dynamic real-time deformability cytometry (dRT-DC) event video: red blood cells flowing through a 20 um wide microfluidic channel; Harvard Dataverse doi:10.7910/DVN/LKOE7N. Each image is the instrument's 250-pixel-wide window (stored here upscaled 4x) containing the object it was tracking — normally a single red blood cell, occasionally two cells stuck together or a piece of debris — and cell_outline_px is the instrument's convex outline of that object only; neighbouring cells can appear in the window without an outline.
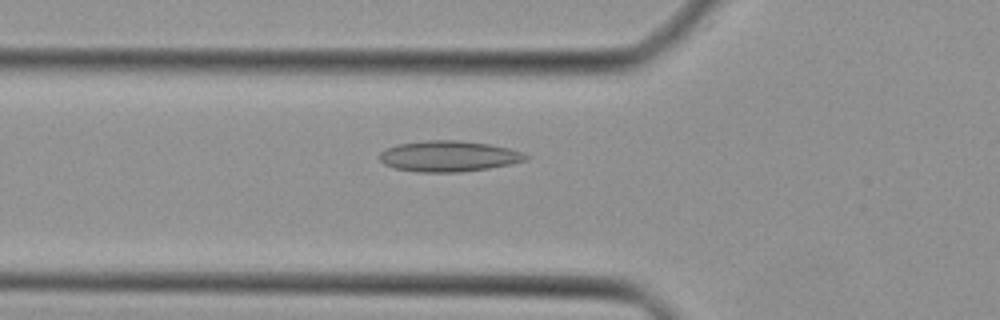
{"species": "Egyptian fruit bat (a non-hibernating species)", "species_latin": "Rousettus aegyptiacus", "temperature_condition": "cold", "stored_images_in_passage": 36, "camera_frame_rate_fps": 3000, "um_per_image_px": 0.085, "animal": {"sex": "female"}, "frame": {"image": 1, "passage_image": 7, "time_ms": 2.0, "image_size_px": [1000, 320], "cell_outline_px": [[528, 160], [488, 168], [464, 172], [416, 172], [392, 168], [384, 164], [376, 156], [384, 148], [396, 144], [428, 140], [456, 140], [488, 144], [508, 148], [524, 152], [528, 156]], "centroid_in_image_um": [38.07, 13.28], "position_along_channel_um": 87.7, "area_um2": 26.53}}
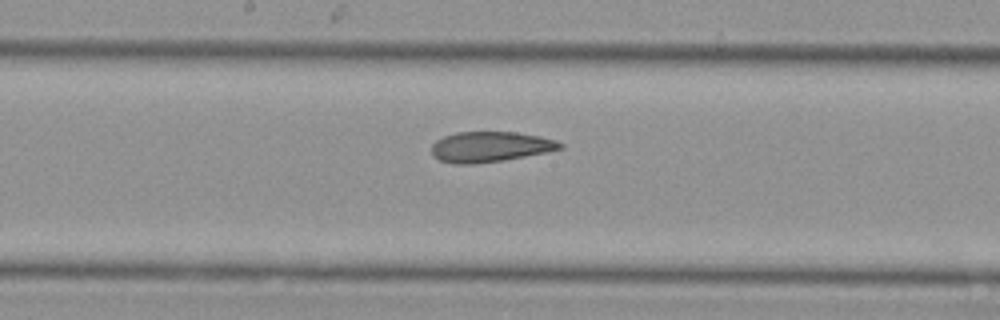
{"frame": {"image": 2, "passage_image": 15, "time_ms": 4.667, "image_size_px": [1000, 320], "cell_outline_px": [[564, 148], [548, 152], [504, 160], [476, 164], [452, 164], [440, 160], [432, 156], [432, 144], [436, 140], [444, 136], [456, 132], [516, 132], [540, 136], [556, 140], [564, 144]], "centroid_in_image_um": [41.67, 12.48], "position_along_channel_um": 206.5, "area_um2": 23.0}}
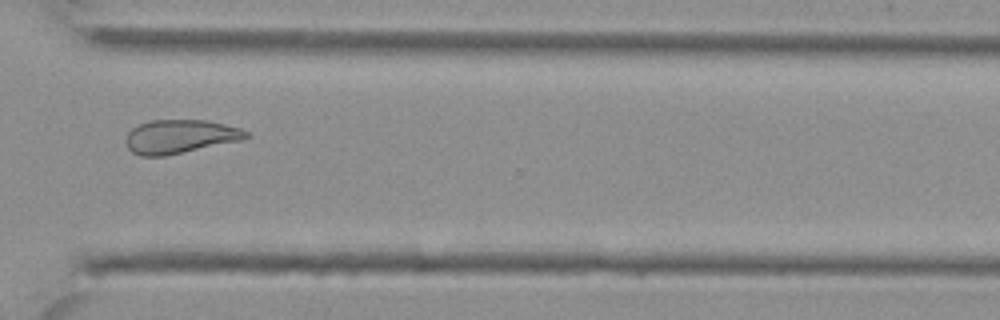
{"frame": {"image": 3, "passage_image": 25, "time_ms": 8.0, "image_size_px": [1000, 320], "cell_outline_px": [[252, 136], [244, 140], [164, 156], [140, 156], [132, 152], [128, 148], [124, 140], [128, 132], [132, 128], [140, 124], [152, 120], [208, 120], [240, 128], [248, 132]], "centroid_in_image_um": [15.32, 11.61], "position_along_channel_um": 355.3, "area_um2": 23.81}}